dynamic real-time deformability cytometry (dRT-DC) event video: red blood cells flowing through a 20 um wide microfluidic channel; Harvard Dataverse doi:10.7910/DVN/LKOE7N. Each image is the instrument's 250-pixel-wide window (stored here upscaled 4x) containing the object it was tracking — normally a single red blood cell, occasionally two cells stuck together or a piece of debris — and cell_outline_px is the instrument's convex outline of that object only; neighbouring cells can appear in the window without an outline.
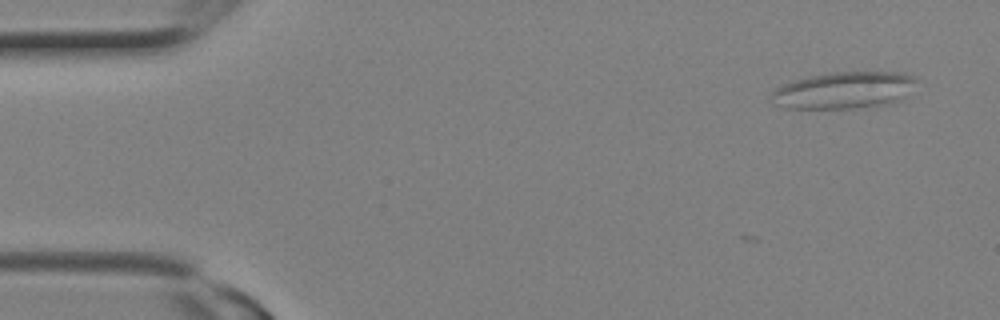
{"species": "Egyptian fruit bat (a non-hibernating species)", "species_latin": "Rousettus aegyptiacus", "temperature_condition": "room temperature", "stored_images_in_passage": 8, "camera_frame_rate_fps": 3000, "um_per_image_px": 0.085, "animal": {"sex": "female"}, "frame": {"image": 1, "passage_image": 1, "time_ms": 0.0, "image_size_px": [1000, 320], "cell_outline_px": [[920, 80], [900, 100], [892, 104], [868, 108], [784, 108], [772, 104], [772, 92], [776, 88], [784, 84], [808, 76], [832, 72], [900, 72], [916, 76]], "centroid_in_image_um": [71.79, 7.68], "position_along_channel_um": 13.2, "area_um2": 31.56}}
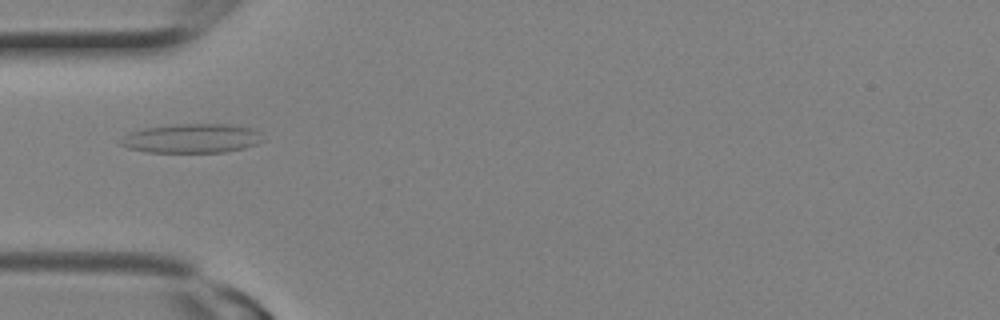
{"frame": {"image": 2, "passage_image": 7, "time_ms": 2.0, "image_size_px": [1000, 320], "cell_outline_px": [[264, 140], [256, 144], [244, 148], [224, 152], [148, 152], [128, 148], [120, 144], [120, 140], [124, 136], [132, 132], [144, 128], [176, 124], [228, 124], [252, 128]], "centroid_in_image_um": [16.29, 11.76], "position_along_channel_um": 68.7, "area_um2": 23.93}}